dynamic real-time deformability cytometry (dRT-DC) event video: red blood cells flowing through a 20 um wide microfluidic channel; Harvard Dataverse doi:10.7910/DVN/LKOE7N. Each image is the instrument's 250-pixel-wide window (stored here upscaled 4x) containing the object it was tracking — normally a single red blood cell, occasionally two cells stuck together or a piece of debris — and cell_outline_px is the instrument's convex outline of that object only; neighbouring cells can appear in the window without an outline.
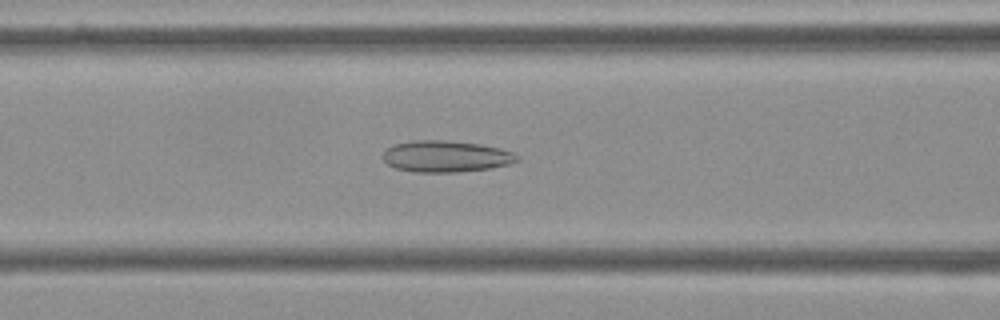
{"species": "Egyptian fruit bat (a non-hibernating species)", "species_latin": "Rousettus aegyptiacus", "temperature_condition": "cold", "stored_images_in_passage": 55, "camera_frame_rate_fps": 3000, "um_per_image_px": 0.085, "frame": {"image": 1, "passage_image": 22, "time_ms": 7.0, "image_size_px": [1000, 320], "cell_outline_px": [[520, 160], [508, 164], [488, 168], [456, 172], [416, 172], [396, 168], [388, 164], [384, 160], [384, 152], [388, 148], [396, 144], [412, 140], [444, 140], [480, 144], [500, 148], [512, 152], [520, 156]], "centroid_in_image_um": [37.93, 13.29], "position_along_channel_um": 128.7, "area_um2": 24.39}}
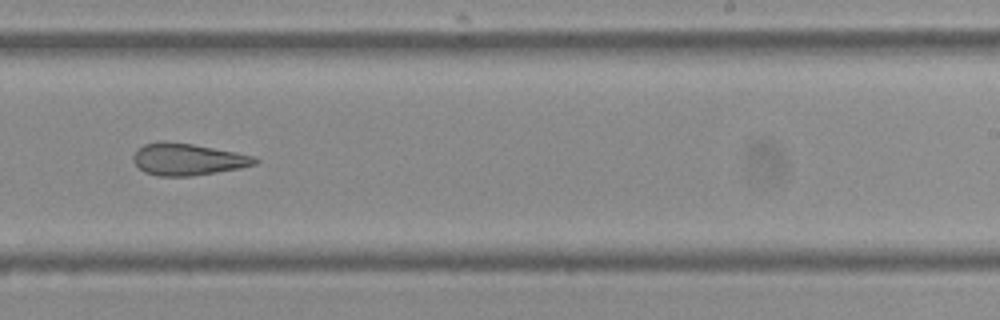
{"frame": {"image": 2, "passage_image": 34, "time_ms": 11.0, "image_size_px": [1000, 320], "cell_outline_px": [[260, 160], [256, 164], [240, 168], [192, 176], [156, 176], [144, 172], [132, 160], [132, 156], [136, 148], [144, 144], [164, 140], [192, 144], [236, 152], [256, 156]], "centroid_in_image_um": [15.93, 13.53], "position_along_channel_um": 273.1, "area_um2": 22.83}}
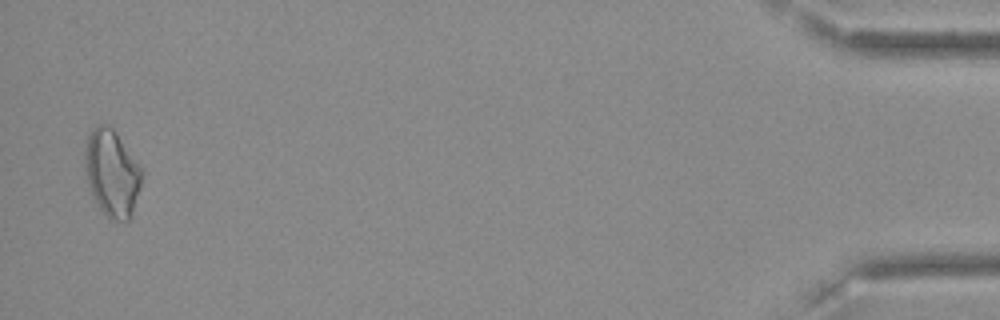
{"frame": {"image": 3, "passage_image": 54, "time_ms": 17.667, "image_size_px": [1000, 320], "cell_outline_px": [[140, 188], [132, 212], [128, 220], [108, 220], [100, 208], [88, 184], [84, 160], [84, 152], [88, 136], [92, 128], [96, 124], [108, 124], [116, 132], [140, 168]], "centroid_in_image_um": [9.47, 14.7], "position_along_channel_um": 425.7, "area_um2": 28.15}, "authors_computed_cell_mechanics": {"area_um2": 25.432, "velocity_mm_per_s": 3.6152, "shape_relaxation_time_tau1_ms": null, "shape_relaxation_time_tau2_ms": 4.2261, "deformation_change_tau1": null, "deformation_change_tau2": 0.138}}